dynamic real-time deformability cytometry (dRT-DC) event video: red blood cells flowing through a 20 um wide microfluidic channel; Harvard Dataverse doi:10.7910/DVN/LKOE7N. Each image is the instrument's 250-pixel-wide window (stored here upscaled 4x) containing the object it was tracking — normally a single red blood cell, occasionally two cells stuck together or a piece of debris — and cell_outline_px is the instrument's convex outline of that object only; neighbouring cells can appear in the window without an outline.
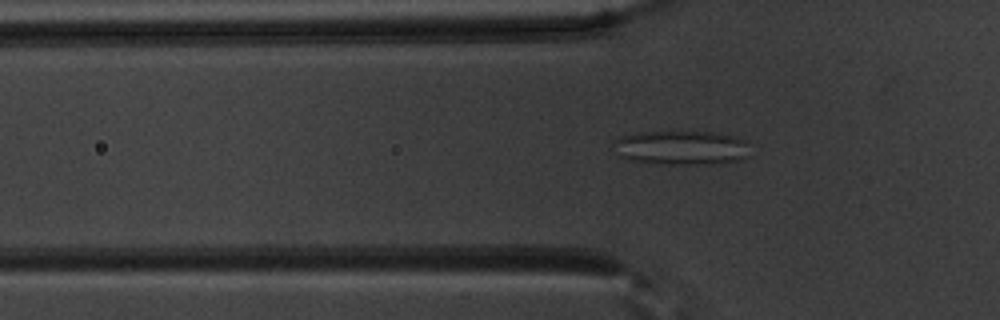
{"species": "common noctule bat (a hibernating species)", "species_latin": "Nyctalus noctula", "temperature_condition": "warm", "stored_images_in_passage": 3, "camera_frame_rate_fps": 3000, "um_per_image_px": 0.085, "animal": {"sex": "male", "body_mass_g": 20.1, "forearm_length_mm": 53.5}, "frame": {"image": 1, "passage_image": 3, "time_ms": 0.667, "image_size_px": [1000, 320], "cell_outline_px": [[576, 208], [560, 216], [524, 220], [468, 216], [468, 208], [472, 200], [564, 200], [572, 204]], "centroid_in_image_um": [44.13, 17.76], "position_along_channel_um": 81.7, "area_um2": 12.95}}